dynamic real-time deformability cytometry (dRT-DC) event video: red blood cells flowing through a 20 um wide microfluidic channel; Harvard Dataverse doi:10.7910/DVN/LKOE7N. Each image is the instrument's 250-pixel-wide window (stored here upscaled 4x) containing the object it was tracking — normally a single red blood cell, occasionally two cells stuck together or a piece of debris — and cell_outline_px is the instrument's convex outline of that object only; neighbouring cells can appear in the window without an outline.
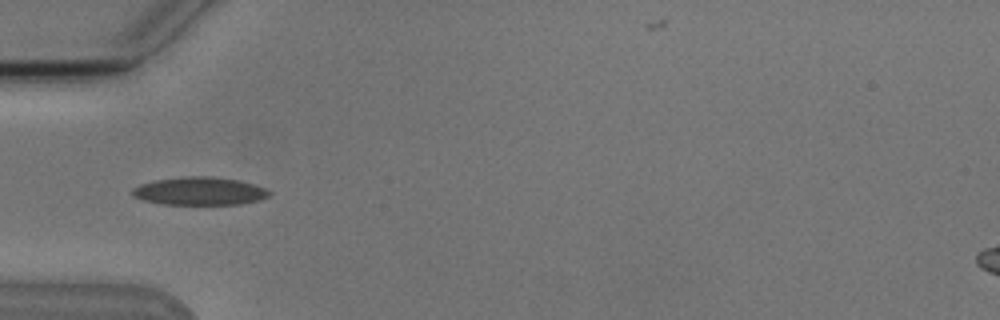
{"species": "Egyptian fruit bat (a non-hibernating species)", "species_latin": "Rousettus aegyptiacus", "temperature_condition": "cold", "stored_images_in_passage": 1, "camera_frame_rate_fps": 3000, "um_per_image_px": 0.085, "animal": {"sex": "male"}, "frame": {"image": 1, "passage_image": 1, "time_ms": 0.0, "image_size_px": [1000, 320], "cell_outline_px": [[272, 192], [268, 196], [260, 200], [240, 204], [160, 204], [144, 200], [132, 196], [132, 188], [140, 184], [152, 180], [184, 176], [212, 176], [240, 180], [264, 188]], "centroid_in_image_um": [16.94, 16.23], "position_along_channel_um": 68.1, "area_um2": 22.48}}